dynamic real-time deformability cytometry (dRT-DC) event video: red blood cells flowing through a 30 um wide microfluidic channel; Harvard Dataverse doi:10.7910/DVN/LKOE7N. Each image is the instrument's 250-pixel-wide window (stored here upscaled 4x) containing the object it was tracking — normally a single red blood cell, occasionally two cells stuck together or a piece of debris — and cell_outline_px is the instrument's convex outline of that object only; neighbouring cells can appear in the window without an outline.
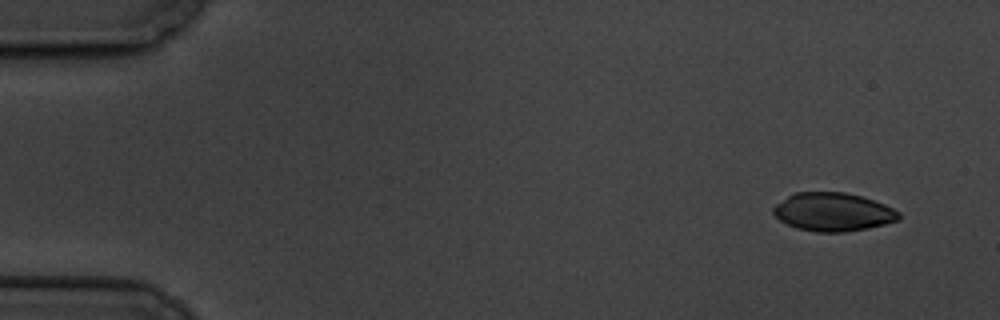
{"species": "common noctule bat (a hibernating species)", "species_latin": "Nyctalus noctula", "temperature_condition": "cold", "stored_images_in_passage": 6, "camera_frame_rate_fps": 3000, "um_per_image_px": 0.085, "animal": {"sex": "male", "body_mass_g": 19.5, "forearm_length_mm": 54.6}, "frame": {"image": 1, "passage_image": 1, "time_ms": 0.0, "image_size_px": [1000, 320], "cell_outline_px": [[900, 220], [868, 228], [844, 232], [816, 232], [796, 228], [780, 220], [772, 212], [772, 208], [776, 204], [788, 196], [796, 192], [844, 192], [860, 196], [884, 204], [900, 212]], "centroid_in_image_um": [70.8, 18.02], "position_along_channel_um": 14.2, "area_um2": 27.98}}
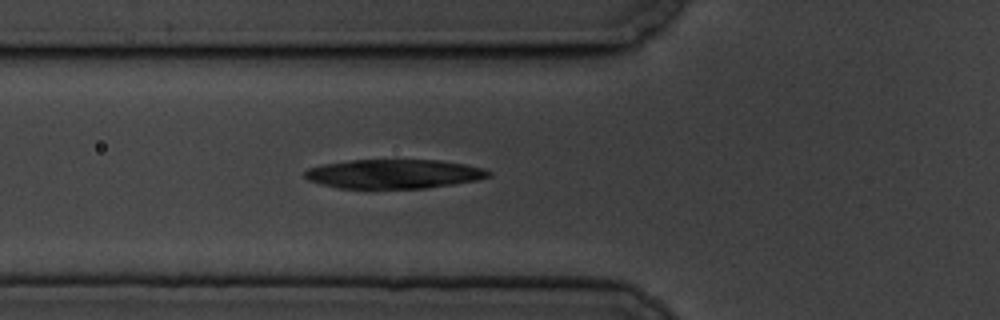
{"frame": {"image": 2, "passage_image": 6, "time_ms": 5.667, "image_size_px": [1000, 320], "cell_outline_px": [[492, 176], [480, 180], [428, 188], [336, 188], [320, 184], [308, 180], [304, 176], [304, 172], [308, 168], [324, 164], [352, 160], [436, 160], [464, 164], [484, 168], [492, 172]], "centroid_in_image_um": [33.51, 14.79], "position_along_channel_um": 92.3, "area_um2": 31.39}}